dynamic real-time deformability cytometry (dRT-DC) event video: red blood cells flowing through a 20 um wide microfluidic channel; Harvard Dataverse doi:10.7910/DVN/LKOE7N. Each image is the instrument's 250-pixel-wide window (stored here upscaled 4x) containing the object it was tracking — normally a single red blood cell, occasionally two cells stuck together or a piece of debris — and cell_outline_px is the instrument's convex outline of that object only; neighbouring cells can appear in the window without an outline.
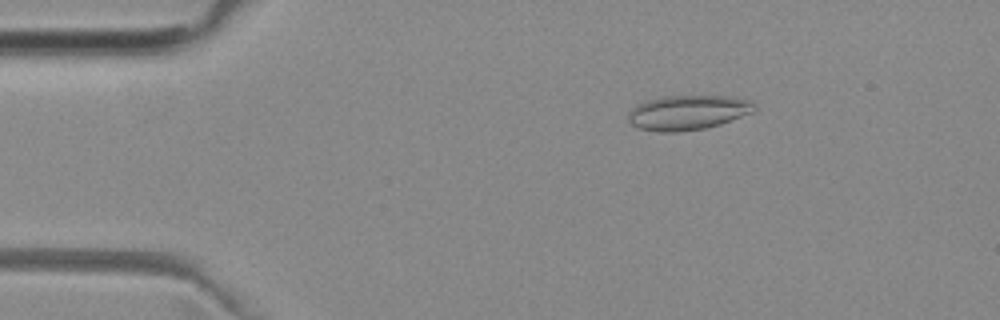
{"species": "common noctule bat (a hibernating species)", "species_latin": "Nyctalus noctula", "temperature_condition": "room temperature", "stored_images_in_passage": 51, "camera_frame_rate_fps": 3000, "um_per_image_px": 0.085, "animal": {"sex": "female", "body_mass_g": 29.2, "forearm_length_mm": 56.3}, "frame": {"image": 1, "passage_image": 8, "time_ms": 2.333, "image_size_px": [1000, 320], "cell_outline_px": [[756, 112], [720, 124], [704, 128], [676, 132], [660, 132], [640, 128], [632, 124], [628, 120], [628, 112], [636, 104], [648, 100], [664, 96], [732, 96], [752, 100], [756, 104]], "centroid_in_image_um": [58.52, 9.55], "position_along_channel_um": 26.5, "area_um2": 25.72}}
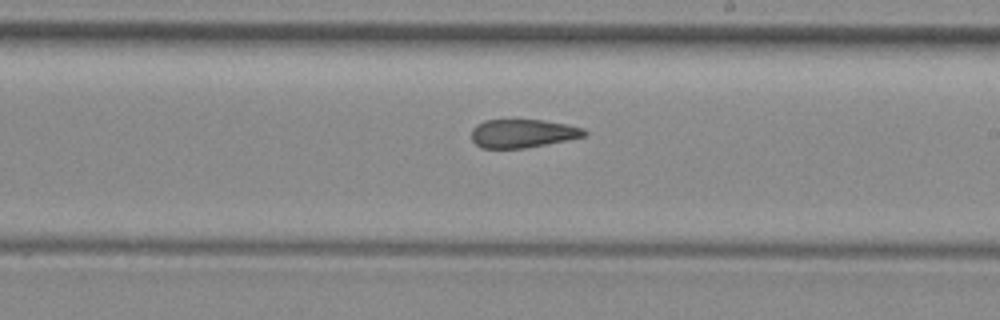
{"frame": {"image": 2, "passage_image": 29, "time_ms": 9.333, "image_size_px": [1000, 320], "cell_outline_px": [[588, 132], [584, 136], [524, 148], [480, 148], [472, 140], [472, 128], [476, 124], [484, 120], [540, 120], [568, 124], [584, 128]], "centroid_in_image_um": [44.39, 11.33], "position_along_channel_um": 244.6, "area_um2": 18.55}}
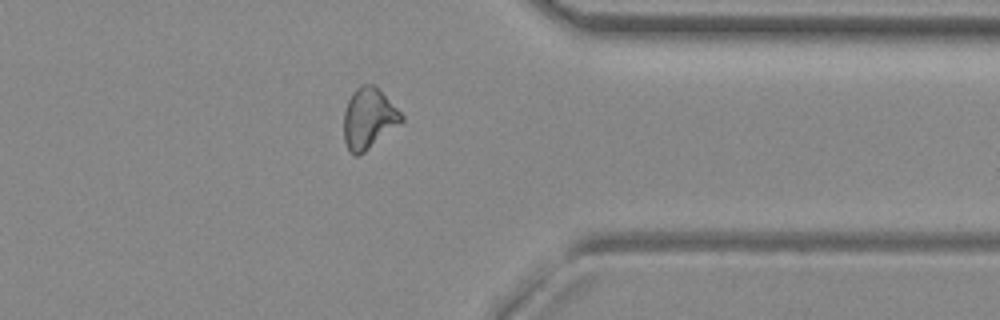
{"frame": {"image": 3, "passage_image": 40, "time_ms": 13.0, "image_size_px": [1000, 320], "cell_outline_px": [[404, 120], [364, 152], [356, 156], [348, 152], [344, 140], [344, 112], [348, 100], [352, 92], [360, 84], [376, 84], [404, 116]], "centroid_in_image_um": [31.32, 10.04], "position_along_channel_um": 380.1, "area_um2": 20.46}, "authors_computed_cell_mechanics": {"area_um2": 20.519, "velocity_mm_per_s": 3.9861, "shape_relaxation_time_tau1_ms": null, "shape_relaxation_time_tau2_ms": 2.817, "deformation_change_tau1": null, "deformation_change_tau2": 0.1058}}